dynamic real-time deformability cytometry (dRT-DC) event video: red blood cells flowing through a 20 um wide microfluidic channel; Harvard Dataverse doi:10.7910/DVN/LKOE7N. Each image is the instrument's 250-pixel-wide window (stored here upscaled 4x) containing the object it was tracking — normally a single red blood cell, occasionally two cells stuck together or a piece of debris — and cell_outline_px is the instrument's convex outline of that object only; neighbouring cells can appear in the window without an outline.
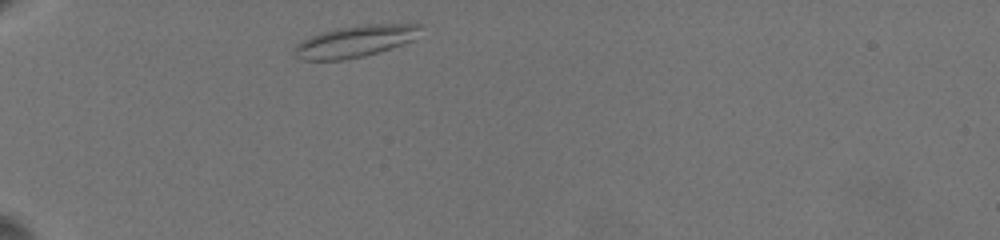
{"species": "common noctule bat (a hibernating species)", "species_latin": "Nyctalus noctula", "temperature_condition": "warm", "stored_images_in_passage": 19, "camera_frame_rate_fps": 3000, "um_per_image_px": 0.085, "animal": {"sex": "female", "body_mass_g": 19.5, "forearm_length_mm": 54.1}, "frame": {"image": 1, "passage_image": 2, "time_ms": 0.333, "image_size_px": [1000, 240], "cell_outline_px": [[420, 28], [412, 40], [364, 56], [344, 60], [304, 60], [296, 56], [296, 48], [304, 40], [312, 36], [336, 28], [368, 24], [420, 24]], "centroid_in_image_um": [30.19, 3.51], "position_along_channel_um": 54.8, "area_um2": 22.37}}
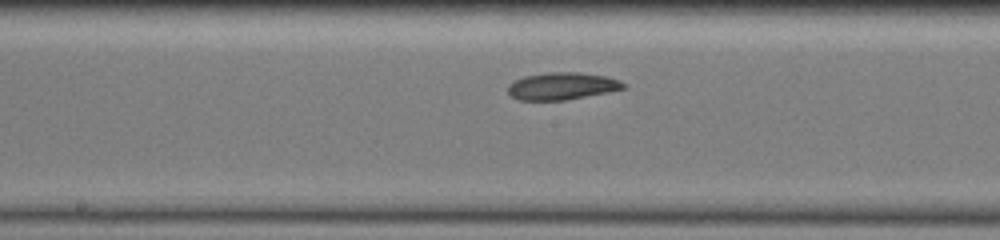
{"frame": {"image": 2, "passage_image": 13, "time_ms": 5.333, "image_size_px": [1000, 240], "cell_outline_px": [[628, 84], [624, 88], [608, 92], [564, 100], [520, 100], [512, 96], [508, 92], [508, 84], [512, 80], [524, 76], [548, 72], [580, 72], [604, 76], [620, 80]], "centroid_in_image_um": [47.76, 7.3], "position_along_channel_um": 200.4, "area_um2": 18.38}}
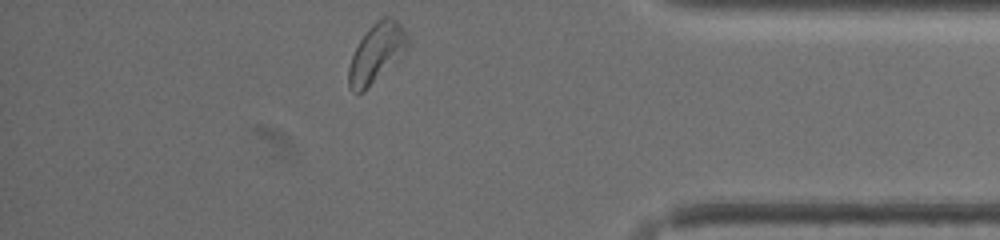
{"frame": {"image": 3, "passage_image": 19, "time_ms": 11.667, "image_size_px": [1000, 240], "cell_outline_px": [[408, 48], [364, 92], [352, 92], [348, 88], [348, 68], [352, 56], [360, 40], [368, 28], [376, 20], [384, 16], [388, 16], [396, 20], [404, 28], [408, 40]], "centroid_in_image_um": [31.98, 4.5], "position_along_channel_um": 403.2, "area_um2": 20.0}, "authors_computed_cell_mechanics": {"area_um2": 18.9006, "velocity_mm_per_s": 3.5281, "shape_relaxation_time_tau1_ms": 5.0999, "shape_relaxation_time_tau2_ms": 6.2428, "deformation_change_tau1": 0.1049, "deformation_change_tau2": 0.1198}}